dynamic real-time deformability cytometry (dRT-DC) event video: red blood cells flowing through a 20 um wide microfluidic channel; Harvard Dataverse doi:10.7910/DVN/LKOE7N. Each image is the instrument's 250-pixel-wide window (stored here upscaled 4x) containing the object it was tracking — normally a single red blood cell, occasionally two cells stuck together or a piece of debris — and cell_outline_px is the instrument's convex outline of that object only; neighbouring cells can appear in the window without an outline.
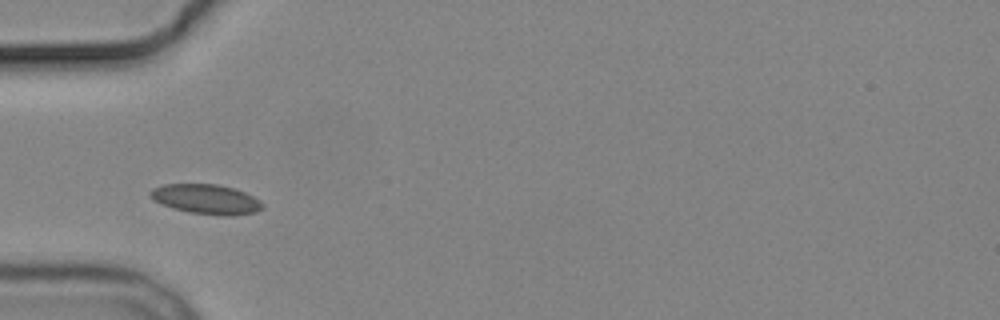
{"species": "common noctule bat (a hibernating species)", "species_latin": "Nyctalus noctula", "temperature_condition": "cold", "stored_images_in_passage": 8, "camera_frame_rate_fps": 3000, "um_per_image_px": 0.085, "animal": {"sex": "male", "body_mass_g": 19.2, "forearm_length_mm": 51.8}, "frame": {"image": 1, "passage_image": 3, "time_ms": 2.333, "image_size_px": [1000, 320], "cell_outline_px": [[264, 208], [256, 212], [232, 216], [220, 216], [188, 212], [172, 208], [160, 204], [148, 196], [148, 192], [152, 188], [164, 184], [216, 184], [232, 188], [244, 192], [260, 200], [264, 204]], "centroid_in_image_um": [17.51, 16.94], "position_along_channel_um": 67.5, "area_um2": 19.71}}
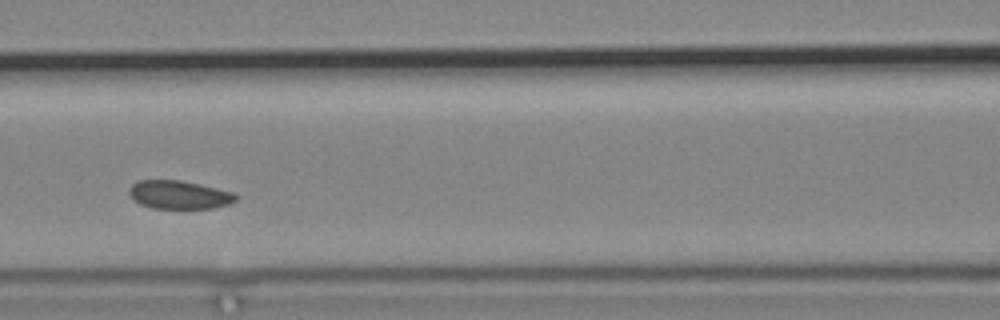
{"frame": {"image": 2, "passage_image": 5, "time_ms": 4.667, "image_size_px": [1000, 320], "cell_outline_px": [[236, 200], [228, 204], [212, 208], [152, 208], [140, 204], [128, 192], [128, 188], [132, 184], [140, 180], [180, 180], [216, 188], [232, 192], [236, 196]], "centroid_in_image_um": [15.19, 16.55], "position_along_channel_um": 151.4, "area_um2": 17.34}}
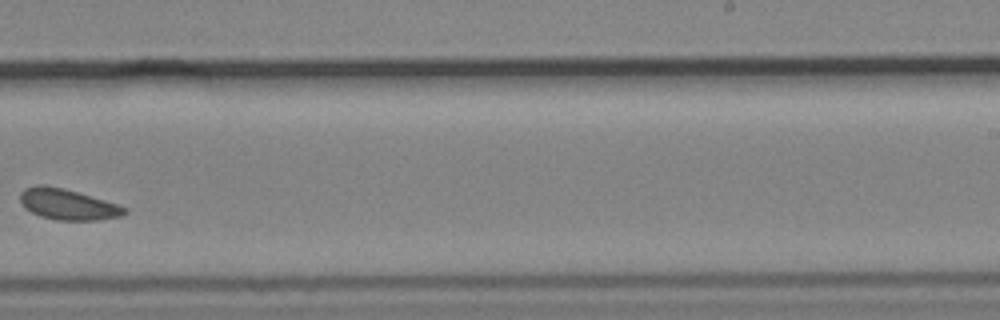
{"frame": {"image": 3, "passage_image": 8, "time_ms": 8.333, "image_size_px": [1000, 320], "cell_outline_px": [[128, 212], [120, 216], [96, 220], [56, 220], [40, 216], [24, 208], [20, 200], [20, 192], [24, 188], [36, 184], [44, 184], [64, 188], [120, 204], [128, 208]], "centroid_in_image_um": [5.76, 17.35], "position_along_channel_um": 283.2, "area_um2": 19.02}}